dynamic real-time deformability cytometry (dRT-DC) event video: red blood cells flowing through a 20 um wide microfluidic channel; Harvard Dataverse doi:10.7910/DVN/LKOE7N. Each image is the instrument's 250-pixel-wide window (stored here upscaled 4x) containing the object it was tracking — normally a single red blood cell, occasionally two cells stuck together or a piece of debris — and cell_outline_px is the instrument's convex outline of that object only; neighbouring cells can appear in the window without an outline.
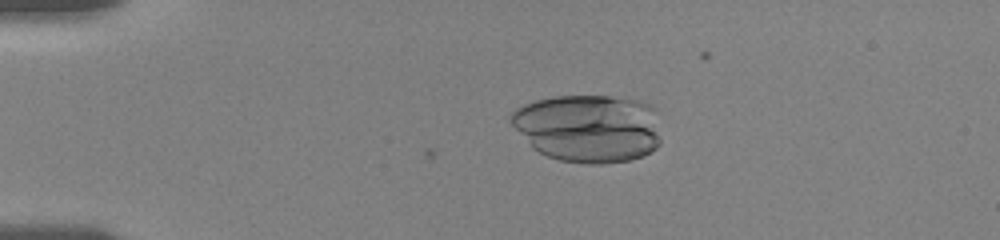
{"species": "human", "species_latin": "Homo sapiens", "temperature_condition": "room temperature", "stored_images_in_passage": 56, "camera_frame_rate_fps": 3000, "um_per_image_px": 0.085, "donor": {"sex": "female"}, "frame": {"image": 1, "passage_image": 13, "time_ms": 4.0, "image_size_px": [1000, 240], "cell_outline_px": [[660, 144], [656, 148], [644, 156], [632, 160], [600, 164], [588, 164], [560, 160], [548, 156], [532, 148], [508, 120], [508, 116], [516, 108], [532, 100], [552, 96], [608, 96], [636, 100], [652, 104], [656, 108], [660, 140]], "centroid_in_image_um": [50.02, 10.89], "position_along_channel_um": 35.0, "area_um2": 60.29}}
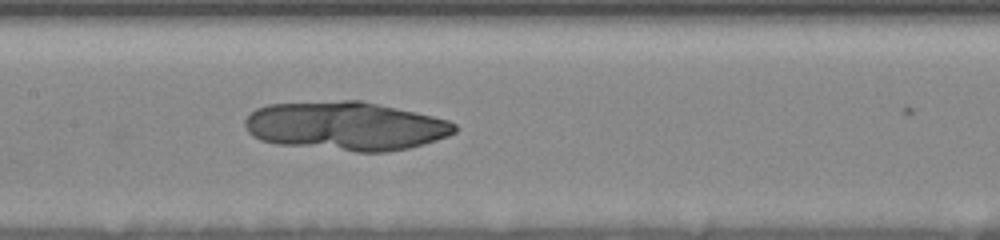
{"frame": {"image": 2, "passage_image": 29, "time_ms": 9.333, "image_size_px": [1000, 240], "cell_outline_px": [[460, 128], [456, 132], [448, 136], [424, 144], [408, 148], [388, 152], [356, 152], [276, 144], [260, 140], [252, 136], [248, 132], [244, 124], [244, 120], [256, 108], [268, 104], [344, 100], [360, 100], [416, 112], [448, 120], [456, 124]], "centroid_in_image_um": [29.39, 10.72], "position_along_channel_um": 178.0, "area_um2": 59.94}}
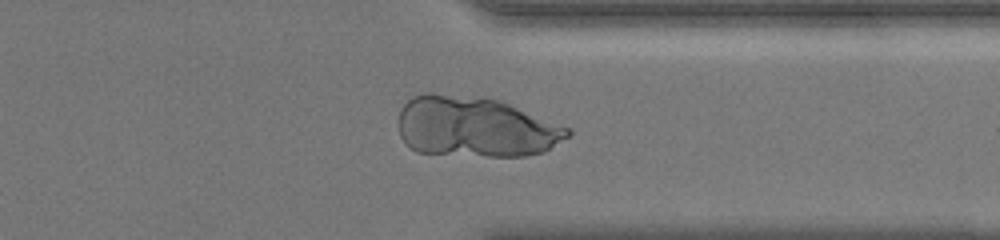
{"frame": {"image": 3, "passage_image": 45, "time_ms": 14.667, "image_size_px": [1000, 240], "cell_outline_px": [[572, 132], [568, 136], [544, 152], [524, 156], [488, 156], [416, 152], [400, 136], [400, 108], [412, 96], [424, 92], [432, 92], [500, 100], [572, 128]], "centroid_in_image_um": [40.43, 10.78], "position_along_channel_um": 371.0, "area_um2": 59.65}}